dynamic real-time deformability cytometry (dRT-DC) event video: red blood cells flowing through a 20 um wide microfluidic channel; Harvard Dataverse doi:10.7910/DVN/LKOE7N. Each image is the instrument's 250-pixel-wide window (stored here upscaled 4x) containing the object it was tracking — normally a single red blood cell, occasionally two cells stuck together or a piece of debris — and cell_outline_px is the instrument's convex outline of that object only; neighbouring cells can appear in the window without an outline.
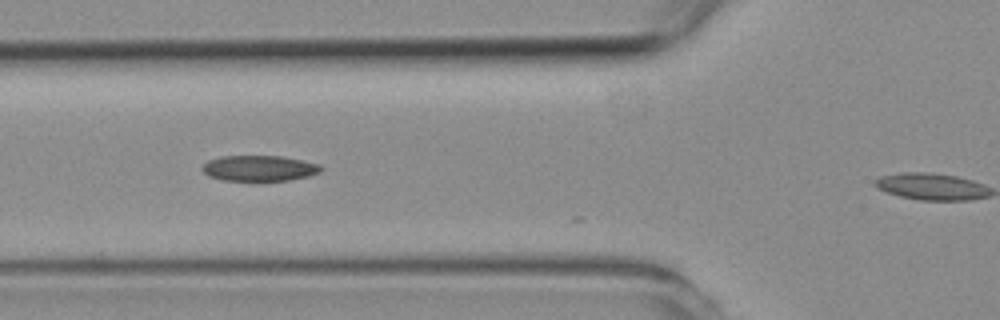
{"species": "common noctule bat (a hibernating species)", "species_latin": "Nyctalus noctula", "temperature_condition": "room temperature", "stored_images_in_passage": 16, "camera_frame_rate_fps": 3000, "um_per_image_px": 0.085, "animal": {"sex": "female", "body_mass_g": 19.3, "forearm_length_mm": 54.1}, "frame": {"image": 1, "passage_image": 13, "time_ms": 4.0, "image_size_px": [1000, 320], "cell_outline_px": [[324, 168], [320, 172], [308, 176], [288, 180], [260, 184], [224, 180], [208, 176], [200, 168], [208, 160], [220, 156], [280, 156], [320, 164]], "centroid_in_image_um": [22.02, 14.35], "position_along_channel_um": 103.8, "area_um2": 18.55}}